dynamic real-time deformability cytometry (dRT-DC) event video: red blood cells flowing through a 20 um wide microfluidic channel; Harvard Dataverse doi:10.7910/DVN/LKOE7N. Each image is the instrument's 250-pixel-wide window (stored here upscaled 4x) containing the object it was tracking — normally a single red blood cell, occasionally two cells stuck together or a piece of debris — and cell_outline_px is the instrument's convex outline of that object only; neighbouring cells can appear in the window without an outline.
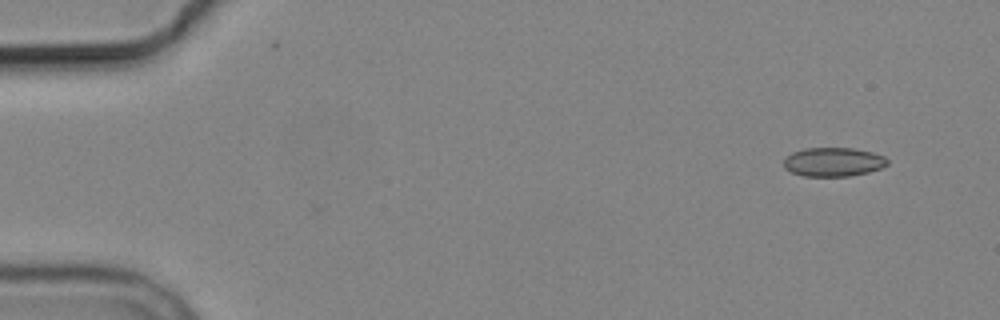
{"species": "common noctule bat (a hibernating species)", "species_latin": "Nyctalus noctula", "temperature_condition": "cold", "stored_images_in_passage": 4, "camera_frame_rate_fps": 3000, "um_per_image_px": 0.085, "animal": {"sex": "male", "body_mass_g": 19.2, "forearm_length_mm": 51.8}, "frame": {"image": 1, "passage_image": 1, "time_ms": 0.0, "image_size_px": [1000, 320], "cell_outline_px": [[888, 164], [880, 168], [868, 172], [848, 176], [804, 176], [792, 172], [784, 168], [784, 160], [792, 152], [804, 148], [852, 148], [872, 152], [884, 156], [888, 160]], "centroid_in_image_um": [70.83, 13.76], "position_along_channel_um": 14.2, "area_um2": 17.4}}
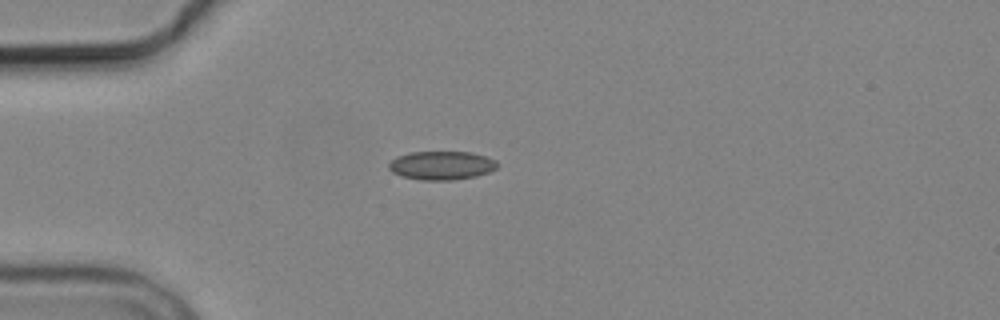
{"frame": {"image": 2, "passage_image": 4, "time_ms": 3.667, "image_size_px": [1000, 320], "cell_outline_px": [[500, 164], [496, 168], [488, 172], [476, 176], [452, 180], [420, 180], [404, 176], [392, 172], [388, 168], [388, 164], [396, 156], [408, 152], [472, 152], [496, 160]], "centroid_in_image_um": [37.53, 14.05], "position_along_channel_um": 47.5, "area_um2": 18.15}}